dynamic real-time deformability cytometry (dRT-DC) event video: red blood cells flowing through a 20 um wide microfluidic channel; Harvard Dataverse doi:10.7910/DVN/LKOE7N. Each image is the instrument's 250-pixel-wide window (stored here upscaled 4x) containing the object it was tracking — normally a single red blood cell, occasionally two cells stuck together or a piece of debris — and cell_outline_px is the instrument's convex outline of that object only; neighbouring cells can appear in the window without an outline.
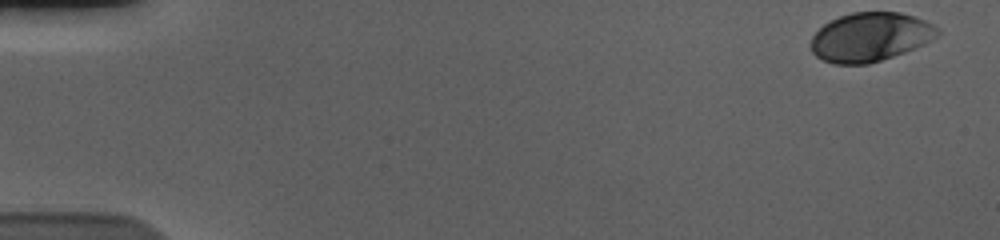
{"species": "human", "species_latin": "Homo sapiens", "temperature_condition": "cold", "stored_images_in_passage": 56, "camera_frame_rate_fps": 3000, "um_per_image_px": 0.085, "donor": {"sex": "male"}, "frame": {"image": 1, "passage_image": 1, "time_ms": 0.0, "image_size_px": [1000, 240], "cell_outline_px": [[940, 32], [932, 40], [924, 44], [904, 52], [868, 64], [832, 64], [816, 56], [808, 48], [808, 44], [812, 36], [824, 24], [840, 16], [852, 12], [900, 12], [924, 20], [932, 24]], "centroid_in_image_um": [73.92, 3.15], "position_along_channel_um": 11.1, "area_um2": 36.01}}
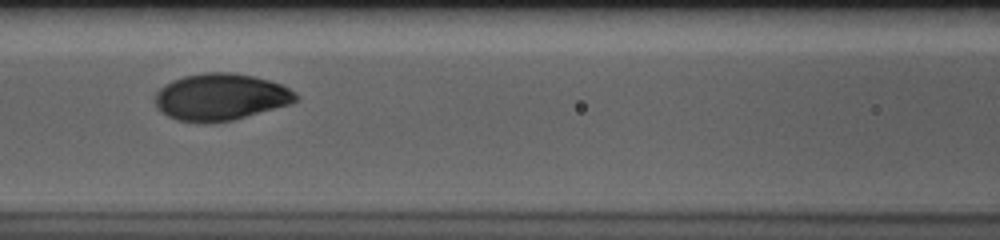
{"frame": {"image": 2, "passage_image": 25, "time_ms": 8.0, "image_size_px": [1000, 240], "cell_outline_px": [[300, 96], [296, 100], [288, 104], [232, 120], [176, 120], [168, 116], [156, 104], [156, 92], [164, 84], [172, 80], [184, 76], [204, 72], [232, 72], [252, 76], [268, 80], [280, 84], [296, 92]], "centroid_in_image_um": [18.77, 8.19], "position_along_channel_um": 147.8, "area_um2": 37.4}}
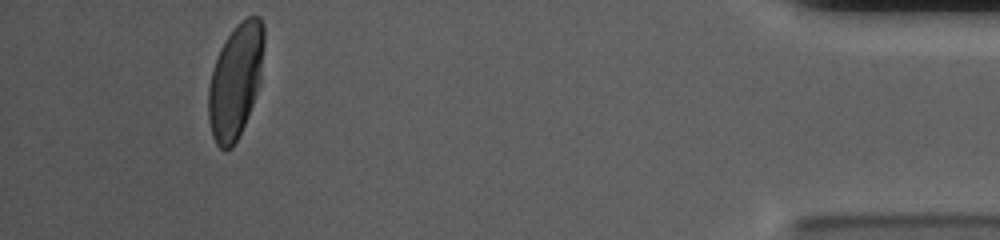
{"frame": {"image": 3, "passage_image": 52, "time_ms": 17.0, "image_size_px": [1000, 240], "cell_outline_px": [[264, 44], [260, 80], [248, 116], [232, 148], [224, 152], [216, 144], [212, 136], [208, 120], [208, 88], [212, 68], [220, 48], [224, 40], [236, 24], [248, 16], [260, 16], [264, 24]], "centroid_in_image_um": [20.0, 6.86], "position_along_channel_um": 415.2, "area_um2": 37.17}, "authors_computed_cell_mechanics": {"area_um2": 37.0787, "velocity_mm_per_s": 3.6555, "shape_relaxation_time_tau1_ms": 3.0549, "shape_relaxation_time_tau2_ms": null, "deformation_change_tau1": 0.1307, "deformation_change_tau2": null}}